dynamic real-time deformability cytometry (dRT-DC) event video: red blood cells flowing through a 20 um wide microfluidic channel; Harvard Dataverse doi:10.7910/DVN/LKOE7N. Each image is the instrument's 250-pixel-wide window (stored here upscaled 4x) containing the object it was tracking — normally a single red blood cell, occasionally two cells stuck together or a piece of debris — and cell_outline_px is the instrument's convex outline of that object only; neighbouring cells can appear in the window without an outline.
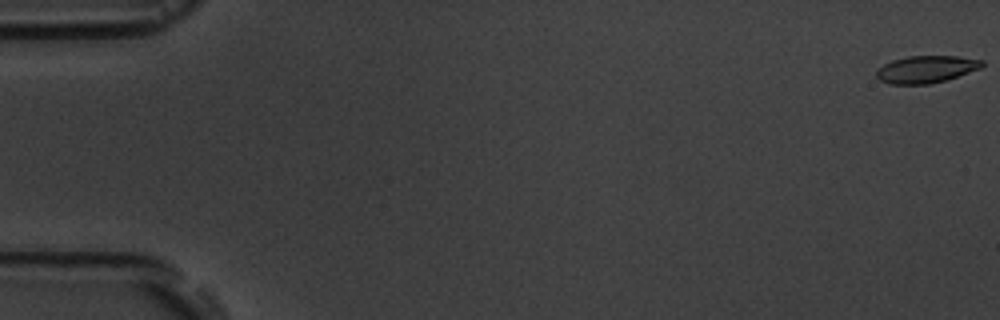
{"species": "common noctule bat (a hibernating species)", "species_latin": "Nyctalus noctula", "temperature_condition": "room temperature", "stored_images_in_passage": 6, "camera_frame_rate_fps": 3000, "um_per_image_px": 0.085, "animal": {"sex": "male", "body_mass_g": 19.5, "forearm_length_mm": 54.6}, "frame": {"image": 1, "passage_image": 1, "time_ms": 0.0, "image_size_px": [1000, 320], "cell_outline_px": [[984, 64], [980, 68], [948, 80], [928, 84], [888, 84], [880, 80], [876, 76], [876, 72], [884, 64], [892, 60], [908, 56], [956, 56], [984, 60]], "centroid_in_image_um": [78.73, 5.89], "position_along_channel_um": 6.3, "area_um2": 16.76}}